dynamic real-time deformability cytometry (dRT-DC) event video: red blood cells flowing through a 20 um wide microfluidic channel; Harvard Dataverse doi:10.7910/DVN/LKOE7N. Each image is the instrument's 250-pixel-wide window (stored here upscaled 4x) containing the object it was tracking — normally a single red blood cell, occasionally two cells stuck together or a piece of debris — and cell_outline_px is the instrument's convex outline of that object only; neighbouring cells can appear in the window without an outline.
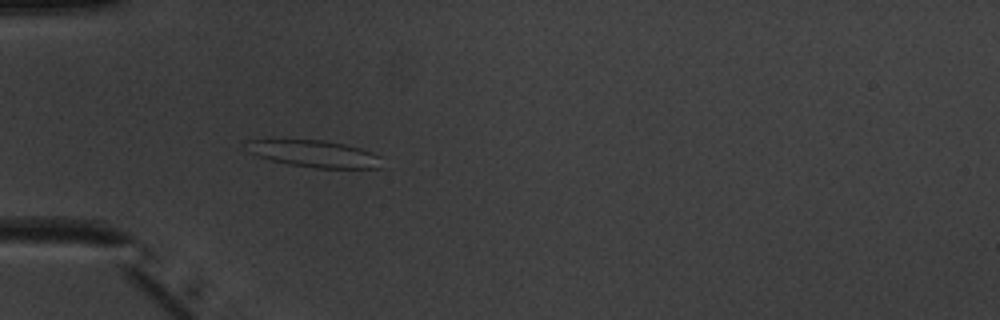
{"species": "common noctule bat (a hibernating species)", "species_latin": "Nyctalus noctula", "temperature_condition": "warm", "stored_images_in_passage": 52, "camera_frame_rate_fps": 3000, "um_per_image_px": 0.085, "animal": {"sex": "male", "body_mass_g": 20.1, "forearm_length_mm": 53.5}, "frame": {"image": 1, "passage_image": 17, "time_ms": 5.333, "image_size_px": [1000, 320], "cell_outline_px": [[384, 168], [316, 168], [288, 164], [256, 156], [248, 152], [244, 140], [324, 140], [344, 144], [360, 148], [372, 152], [380, 156]], "centroid_in_image_um": [26.73, 13.07], "position_along_channel_um": 58.3, "area_um2": 21.33}}
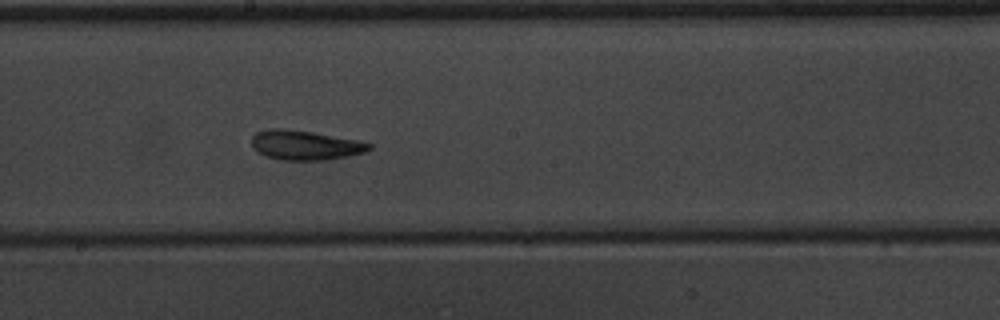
{"frame": {"image": 2, "passage_image": 30, "time_ms": 9.667, "image_size_px": [1000, 320], "cell_outline_px": [[372, 148], [364, 152], [348, 156], [324, 160], [280, 160], [264, 156], [256, 152], [252, 148], [252, 136], [256, 132], [268, 128], [280, 128], [312, 132], [360, 140], [372, 144]], "centroid_in_image_um": [25.9, 12.34], "position_along_channel_um": 222.3, "area_um2": 20.46}}
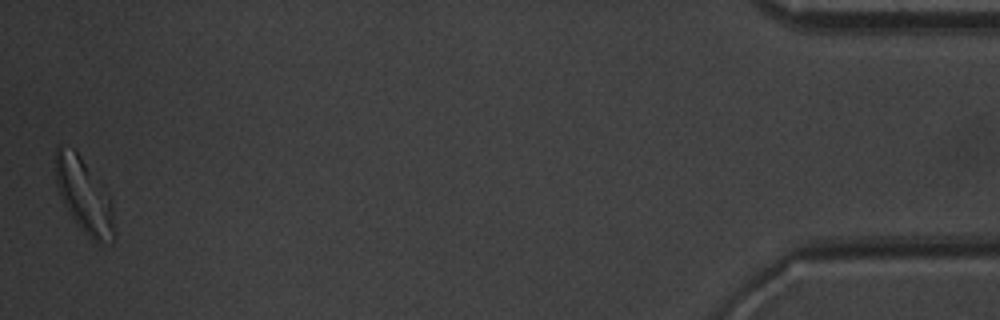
{"frame": {"image": 3, "passage_image": 52, "time_ms": 17.0, "image_size_px": [1000, 320], "cell_outline_px": [[116, 236], [112, 244], [96, 244], [80, 228], [64, 204], [56, 184], [52, 172], [56, 148], [60, 144], [76, 148], [108, 196], [112, 204]], "centroid_in_image_um": [7.12, 16.62], "position_along_channel_um": 428.1, "area_um2": 26.13}, "authors_computed_cell_mechanics": {"area_um2": 21.2704, "velocity_mm_per_s": 3.9426, "shape_relaxation_time_tau1_ms": 7.2339, "shape_relaxation_time_tau2_ms": 2.5759, "deformation_change_tau1": 0.1775, "deformation_change_tau2": 0.1105}}